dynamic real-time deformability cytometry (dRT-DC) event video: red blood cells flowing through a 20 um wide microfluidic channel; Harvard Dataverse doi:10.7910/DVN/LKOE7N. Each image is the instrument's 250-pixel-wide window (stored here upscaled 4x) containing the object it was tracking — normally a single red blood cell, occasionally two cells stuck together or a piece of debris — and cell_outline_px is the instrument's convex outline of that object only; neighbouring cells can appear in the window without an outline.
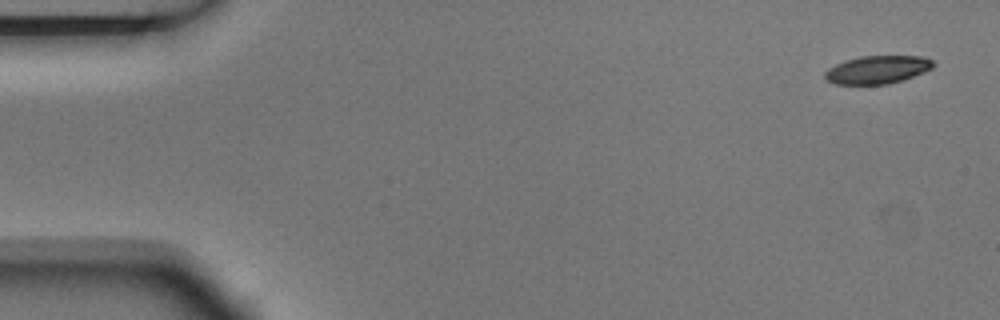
{"species": "Egyptian fruit bat (a non-hibernating species)", "species_latin": "Rousettus aegyptiacus", "temperature_condition": "room temperature", "stored_images_in_passage": 6, "camera_frame_rate_fps": 3000, "um_per_image_px": 0.085, "animal": {"sex": "male"}, "frame": {"image": 1, "passage_image": 1, "time_ms": 0.0, "image_size_px": [1000, 320], "cell_outline_px": [[936, 64], [932, 68], [924, 72], [904, 80], [888, 84], [836, 84], [828, 80], [824, 76], [824, 72], [828, 68], [844, 60], [860, 56], [924, 56], [932, 60]], "centroid_in_image_um": [74.6, 5.91], "position_along_channel_um": 10.4, "area_um2": 17.8}}
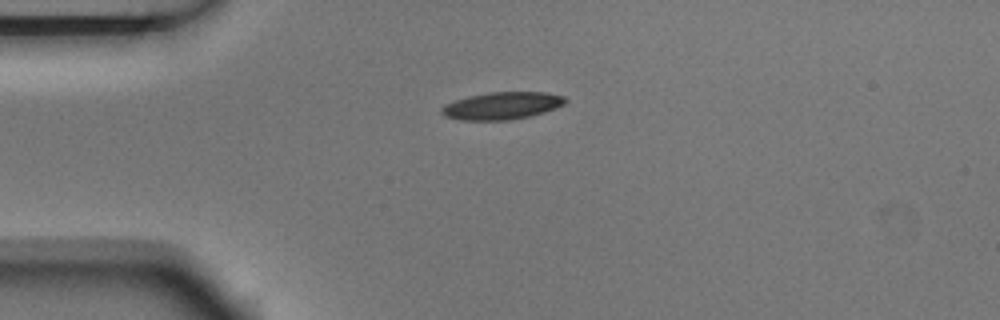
{"frame": {"image": 2, "passage_image": 4, "time_ms": 1.0, "image_size_px": [1000, 320], "cell_outline_px": [[568, 100], [564, 104], [556, 108], [544, 112], [528, 116], [508, 120], [460, 120], [444, 116], [440, 112], [440, 108], [456, 100], [468, 96], [488, 92], [544, 92], [564, 96]], "centroid_in_image_um": [42.67, 8.98], "position_along_channel_um": 42.3, "area_um2": 19.65}}
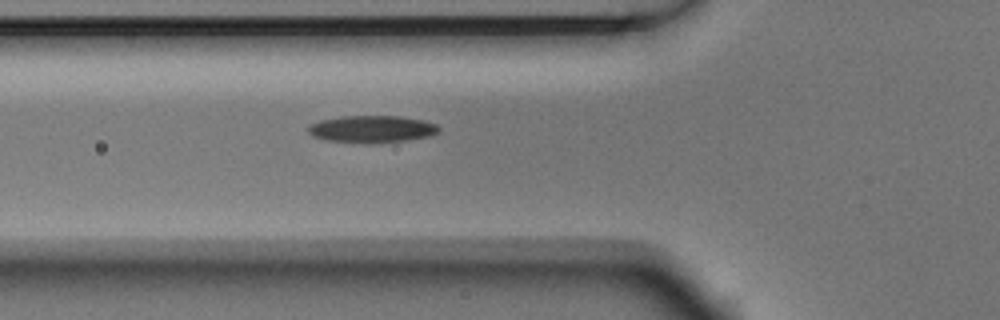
{"frame": {"image": 3, "passage_image": 6, "time_ms": 1.667, "image_size_px": [1000, 320], "cell_outline_px": [[440, 128], [436, 132], [428, 136], [408, 140], [372, 144], [368, 144], [328, 140], [312, 136], [308, 132], [308, 128], [312, 124], [320, 120], [340, 116], [400, 116], [420, 120], [436, 124]], "centroid_in_image_um": [31.58, 10.98], "position_along_channel_um": 94.2, "area_um2": 20.58}}